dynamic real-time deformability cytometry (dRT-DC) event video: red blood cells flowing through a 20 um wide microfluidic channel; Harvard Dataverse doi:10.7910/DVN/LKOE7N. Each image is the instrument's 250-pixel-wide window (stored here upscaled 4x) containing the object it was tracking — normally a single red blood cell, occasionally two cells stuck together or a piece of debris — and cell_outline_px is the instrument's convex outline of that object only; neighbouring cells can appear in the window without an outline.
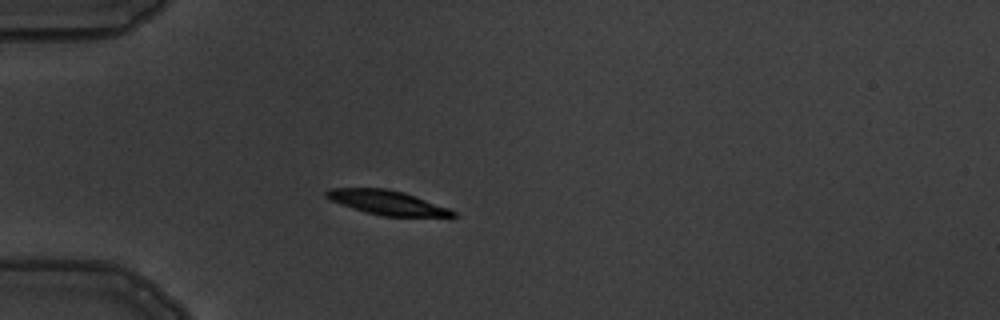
{"species": "common noctule bat (a hibernating species)", "species_latin": "Nyctalus noctula", "temperature_condition": "warm", "stored_images_in_passage": 4, "camera_frame_rate_fps": 3000, "um_per_image_px": 0.085, "animal": {"sex": "male", "body_mass_g": 19.5, "forearm_length_mm": 54.6}, "frame": {"image": 1, "passage_image": 3, "time_ms": 2.333, "image_size_px": [1000, 320], "cell_outline_px": [[460, 216], [384, 216], [352, 208], [328, 200], [324, 196], [324, 192], [328, 188], [388, 188], [404, 192], [416, 196], [448, 208], [456, 212]], "centroid_in_image_um": [32.86, 17.2], "position_along_channel_um": 52.1, "area_um2": 17.92}}